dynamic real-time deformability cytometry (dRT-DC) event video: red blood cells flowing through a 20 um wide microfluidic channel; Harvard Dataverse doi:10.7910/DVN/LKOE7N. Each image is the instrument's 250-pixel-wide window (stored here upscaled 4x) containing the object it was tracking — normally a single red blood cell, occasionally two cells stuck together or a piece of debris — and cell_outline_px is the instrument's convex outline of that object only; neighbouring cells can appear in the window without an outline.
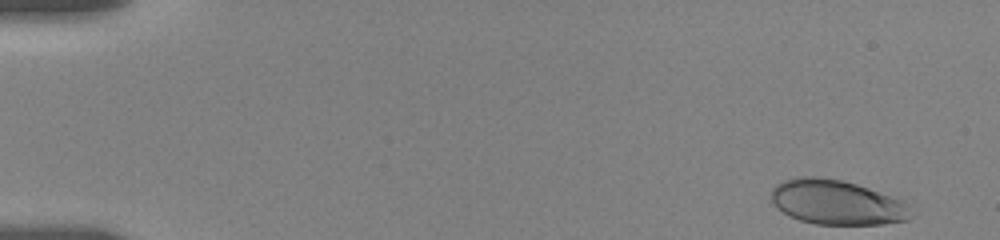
{"species": "human", "species_latin": "Homo sapiens", "temperature_condition": "room temperature", "stored_images_in_passage": 27, "camera_frame_rate_fps": 3000, "um_per_image_px": 0.085, "donor": {"sex": "female"}, "frame": {"image": 1, "passage_image": 1, "time_ms": 0.0, "image_size_px": [1000, 240], "cell_outline_px": [[908, 220], [884, 224], [816, 224], [800, 220], [788, 216], [776, 208], [772, 200], [772, 188], [776, 184], [784, 180], [800, 176], [816, 176], [840, 180], [908, 196]], "centroid_in_image_um": [71.22, 17.17], "position_along_channel_um": 13.8, "area_um2": 37.34}}
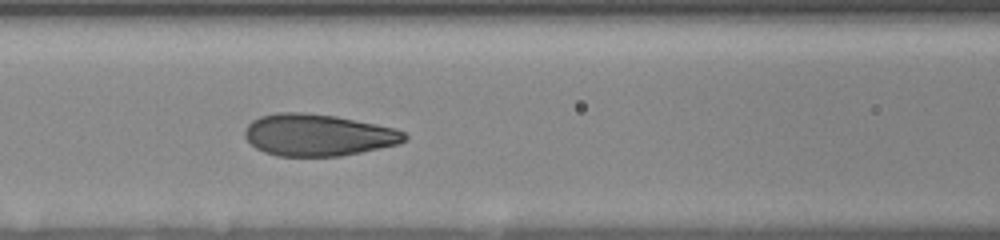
{"frame": {"image": 2, "passage_image": 16, "time_ms": 7.333, "image_size_px": [1000, 240], "cell_outline_px": [[408, 140], [400, 144], [340, 156], [276, 156], [264, 152], [256, 148], [244, 136], [244, 128], [252, 120], [260, 116], [276, 112], [304, 112], [336, 116], [396, 128], [404, 132], [408, 136]], "centroid_in_image_um": [27.04, 11.47], "position_along_channel_um": 139.6, "area_um2": 39.25}}
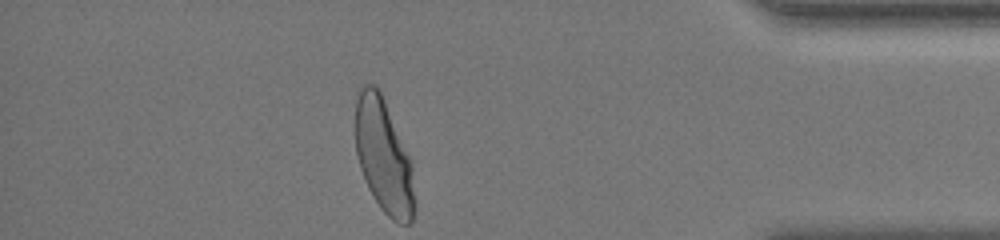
{"frame": {"image": 3, "passage_image": 27, "time_ms": 15.667, "image_size_px": [1000, 240], "cell_outline_px": [[416, 208], [412, 220], [408, 224], [396, 224], [380, 208], [372, 196], [368, 188], [360, 168], [356, 156], [356, 100], [360, 88], [364, 84], [372, 84], [380, 88], [412, 164], [416, 200]], "centroid_in_image_um": [32.63, 13.32], "position_along_channel_um": 402.6, "area_um2": 39.77}, "authors_computed_cell_mechanics": {"area_um2": 38.3214, "velocity_mm_per_s": 3.5406, "shape_relaxation_time_tau1_ms": 3.6268, "shape_relaxation_time_tau2_ms": null, "deformation_change_tau1": 0.151, "deformation_change_tau2": null}}